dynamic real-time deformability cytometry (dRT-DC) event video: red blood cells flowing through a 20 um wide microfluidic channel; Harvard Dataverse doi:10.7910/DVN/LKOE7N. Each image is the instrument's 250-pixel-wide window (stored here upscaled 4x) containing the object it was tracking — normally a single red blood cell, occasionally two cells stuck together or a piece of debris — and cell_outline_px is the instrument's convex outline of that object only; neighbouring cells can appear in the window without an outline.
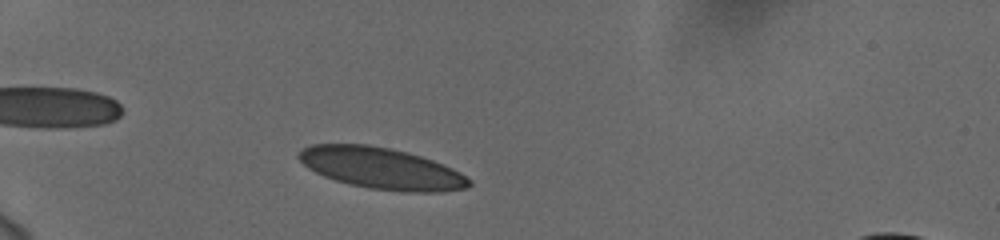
{"species": "human", "species_latin": "Homo sapiens", "temperature_condition": "cold", "stored_images_in_passage": 44, "camera_frame_rate_fps": 3000, "um_per_image_px": 0.085, "donor": {"sex": "female"}, "frame": {"image": 1, "passage_image": 5, "time_ms": 1.333, "image_size_px": [1000, 240], "cell_outline_px": [[472, 184], [468, 188], [440, 192], [400, 192], [368, 188], [348, 184], [324, 176], [308, 168], [296, 156], [304, 148], [312, 144], [368, 144], [392, 148], [408, 152], [444, 164], [460, 172], [472, 180]], "centroid_in_image_um": [32.46, 14.31], "position_along_channel_um": 52.5, "area_um2": 41.33}}
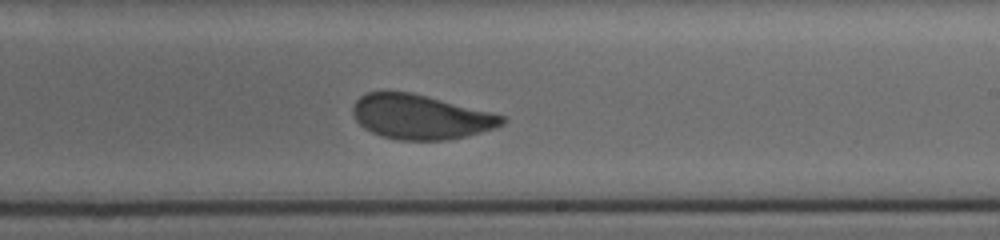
{"frame": {"image": 2, "passage_image": 24, "time_ms": 7.667, "image_size_px": [1000, 240], "cell_outline_px": [[508, 120], [504, 124], [496, 128], [464, 136], [444, 140], [400, 140], [380, 136], [364, 128], [356, 120], [352, 112], [352, 108], [356, 100], [360, 96], [368, 92], [412, 92], [492, 112], [504, 116]], "centroid_in_image_um": [35.76, 9.93], "position_along_channel_um": 253.2, "area_um2": 38.73}}
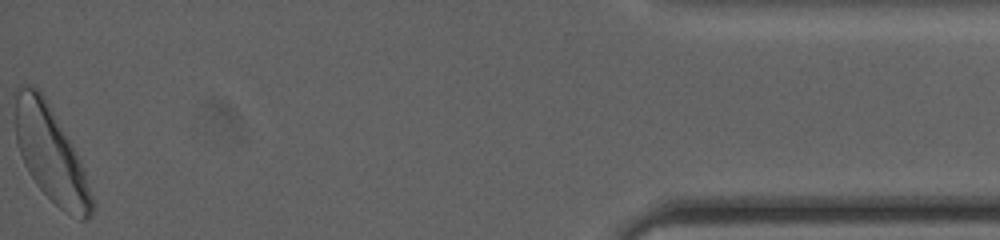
{"frame": {"image": 3, "passage_image": 44, "time_ms": 14.333, "image_size_px": [1000, 240], "cell_outline_px": [[96, 208], [92, 216], [84, 220], [80, 220], [60, 208], [36, 184], [28, 172], [24, 164], [16, 140], [12, 92], [20, 84], [24, 84], [36, 88], [44, 96], [76, 152], [80, 160], [96, 204]], "centroid_in_image_um": [4.29, 13.08], "position_along_channel_um": 430.9, "area_um2": 42.77}, "authors_computed_cell_mechanics": {"area_um2": 39.9398, "velocity_mm_per_s": 3.7126, "shape_relaxation_time_tau1_ms": 4.4797, "shape_relaxation_time_tau2_ms": null, "deformation_change_tau1": 0.1162, "deformation_change_tau2": null}}